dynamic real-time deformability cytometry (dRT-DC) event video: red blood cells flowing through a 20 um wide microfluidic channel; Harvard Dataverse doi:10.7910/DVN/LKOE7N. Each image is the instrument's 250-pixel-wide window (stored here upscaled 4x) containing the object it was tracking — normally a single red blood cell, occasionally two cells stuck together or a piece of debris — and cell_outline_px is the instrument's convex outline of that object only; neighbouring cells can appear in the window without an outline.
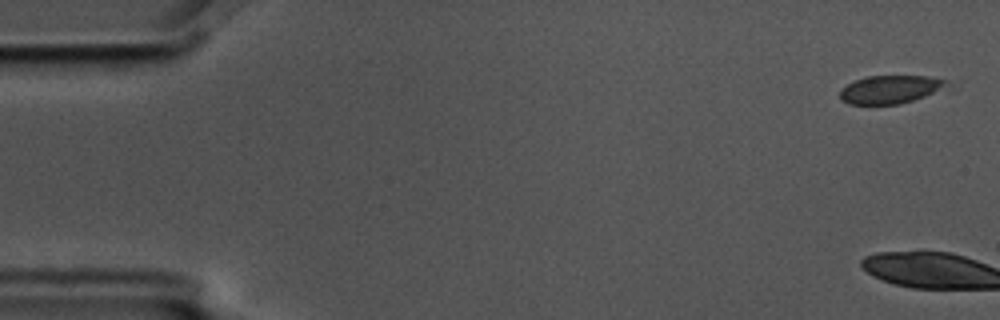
{"species": "common noctule bat (a hibernating species)", "species_latin": "Nyctalus noctula", "temperature_condition": "cold", "stored_images_in_passage": 6, "camera_frame_rate_fps": 3000, "um_per_image_px": 0.085, "animal": {"sex": "male", "body_mass_g": 17.5, "forearm_length_mm": 52.3}, "frame": {"image": 1, "passage_image": 1, "time_ms": 0.0, "image_size_px": [1000, 320], "cell_outline_px": [[960, 80], [956, 88], [900, 104], [848, 104], [840, 100], [840, 88], [864, 76], [928, 76]], "centroid_in_image_um": [75.97, 7.58], "position_along_channel_um": 9.0, "area_um2": 18.84}}